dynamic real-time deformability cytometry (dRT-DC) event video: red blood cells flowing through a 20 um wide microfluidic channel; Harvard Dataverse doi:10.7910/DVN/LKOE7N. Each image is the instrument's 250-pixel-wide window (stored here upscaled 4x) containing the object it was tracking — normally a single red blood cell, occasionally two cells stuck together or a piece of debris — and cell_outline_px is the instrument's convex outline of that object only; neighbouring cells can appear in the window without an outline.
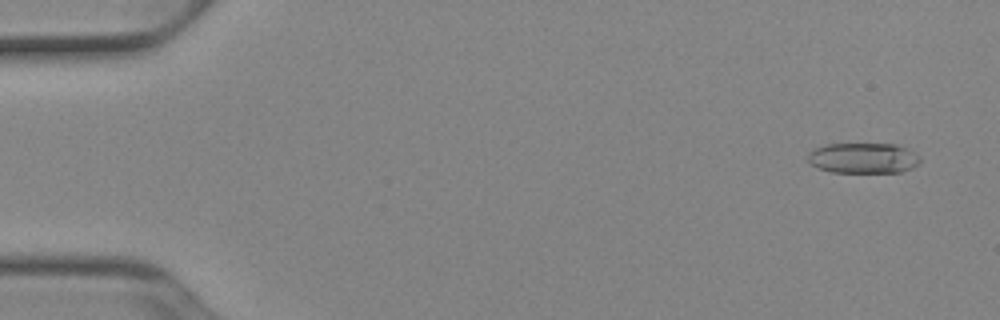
{"species": "Egyptian fruit bat (a non-hibernating species)", "species_latin": "Rousettus aegyptiacus", "temperature_condition": "cold", "stored_images_in_passage": 52, "camera_frame_rate_fps": 3000, "um_per_image_px": 0.085, "animal": {"sex": "female"}, "frame": {"image": 1, "passage_image": 3, "time_ms": 0.667, "image_size_px": [1000, 320], "cell_outline_px": [[920, 164], [912, 168], [900, 172], [832, 172], [820, 168], [812, 164], [808, 160], [808, 152], [816, 148], [828, 144], [896, 144], [920, 156]], "centroid_in_image_um": [73.39, 13.44], "position_along_channel_um": 11.6, "area_um2": 19.77}}
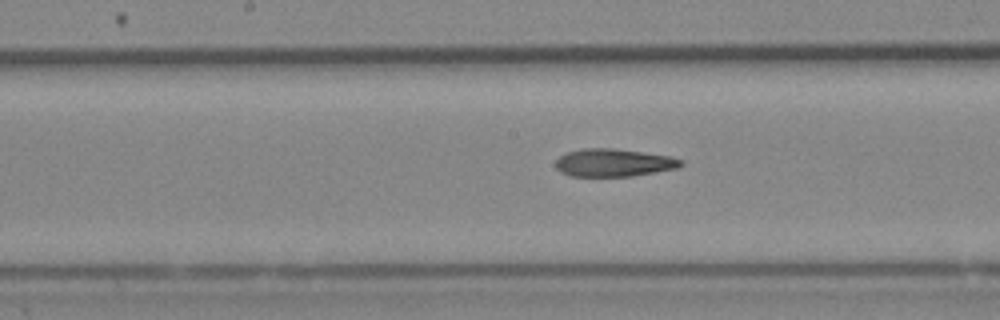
{"frame": {"image": 2, "passage_image": 27, "time_ms": 8.667, "image_size_px": [1000, 320], "cell_outline_px": [[684, 164], [676, 168], [656, 172], [632, 176], [568, 176], [560, 172], [556, 168], [556, 160], [560, 156], [568, 152], [584, 148], [612, 148], [668, 156], [684, 160]], "centroid_in_image_um": [52.14, 13.84], "position_along_channel_um": 196.1, "area_um2": 20.17}}
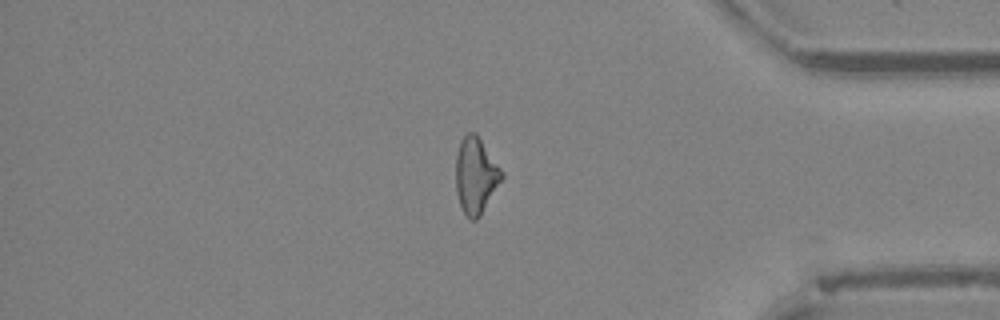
{"frame": {"image": 3, "passage_image": 44, "time_ms": 14.333, "image_size_px": [1000, 320], "cell_outline_px": [[504, 176], [480, 216], [476, 220], [468, 220], [460, 204], [456, 192], [456, 156], [460, 140], [468, 132], [476, 132], [504, 172]], "centroid_in_image_um": [40.44, 14.91], "position_along_channel_um": 394.8, "area_um2": 20.46}, "authors_computed_cell_mechanics": {"area_um2": 20.2878, "velocity_mm_per_s": 3.9275, "shape_relaxation_time_tau1_ms": null, "shape_relaxation_time_tau2_ms": 5.1039, "deformation_change_tau1": null, "deformation_change_tau2": 0.1742}}